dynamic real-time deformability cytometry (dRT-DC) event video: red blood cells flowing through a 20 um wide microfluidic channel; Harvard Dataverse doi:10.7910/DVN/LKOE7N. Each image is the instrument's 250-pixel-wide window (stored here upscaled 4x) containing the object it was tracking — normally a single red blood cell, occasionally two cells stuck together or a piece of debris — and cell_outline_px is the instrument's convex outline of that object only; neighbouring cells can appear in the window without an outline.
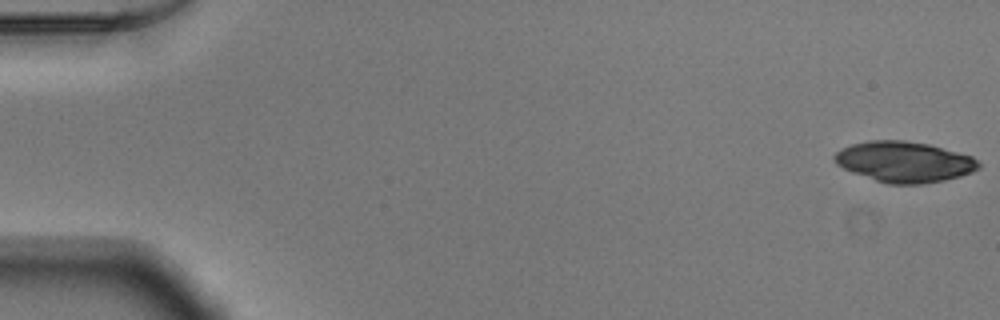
{"species": "Egyptian fruit bat (a non-hibernating species)", "species_latin": "Rousettus aegyptiacus", "temperature_condition": "warm", "stored_images_in_passage": 52, "camera_frame_rate_fps": 3000, "um_per_image_px": 0.085, "animal": {"sex": "male"}, "frame": {"image": 1, "passage_image": 1, "time_ms": 0.0, "image_size_px": [1000, 320], "cell_outline_px": [[980, 168], [972, 172], [960, 176], [944, 180], [920, 184], [888, 184], [852, 172], [836, 164], [832, 156], [840, 148], [852, 144], [868, 140], [904, 140], [928, 144], [972, 156], [980, 164]], "centroid_in_image_um": [76.84, 13.75], "position_along_channel_um": 8.2, "area_um2": 34.1}}